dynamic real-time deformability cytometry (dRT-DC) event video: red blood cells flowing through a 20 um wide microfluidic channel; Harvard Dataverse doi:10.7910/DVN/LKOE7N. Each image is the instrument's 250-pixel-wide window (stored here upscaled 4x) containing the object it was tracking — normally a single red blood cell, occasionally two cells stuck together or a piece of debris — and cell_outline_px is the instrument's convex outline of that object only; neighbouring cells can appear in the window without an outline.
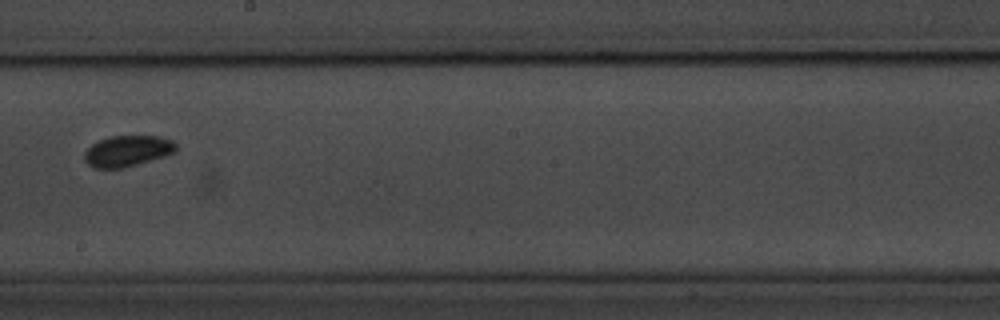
{"species": "common noctule bat (a hibernating species)", "species_latin": "Nyctalus noctula", "temperature_condition": "room temperature", "stored_images_in_passage": 16, "camera_frame_rate_fps": 3000, "um_per_image_px": 0.085, "animal": {"sex": "male", "body_mass_g": 20.1, "forearm_length_mm": 53.5}, "frame": {"image": 1, "passage_image": 10, "time_ms": 3.0, "image_size_px": [1000, 320], "cell_outline_px": [[176, 152], [164, 156], [124, 168], [92, 168], [84, 160], [84, 152], [96, 140], [108, 136], [160, 136], [172, 140], [176, 144]], "centroid_in_image_um": [10.81, 12.83], "position_along_channel_um": 237.4, "area_um2": 16.7}}
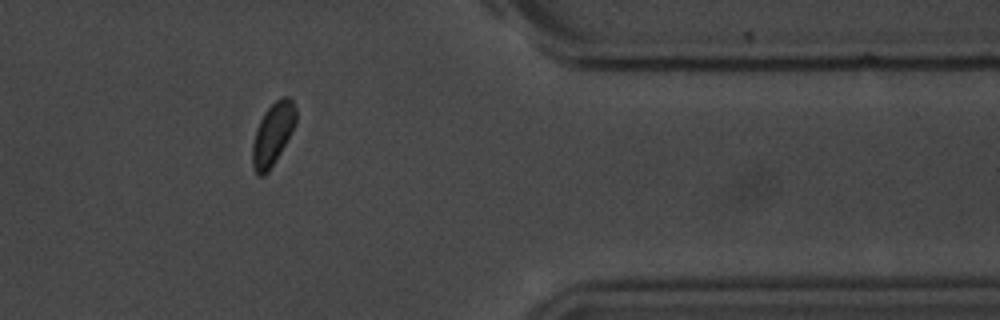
{"frame": {"image": 2, "passage_image": 14, "time_ms": 4.333, "image_size_px": [1000, 320], "cell_outline_px": [[296, 120], [292, 132], [268, 172], [264, 176], [256, 176], [252, 168], [252, 144], [256, 128], [264, 112], [280, 96], [288, 96], [292, 100], [296, 108]], "centroid_in_image_um": [23.17, 11.4], "position_along_channel_um": 388.2, "area_um2": 15.9}}
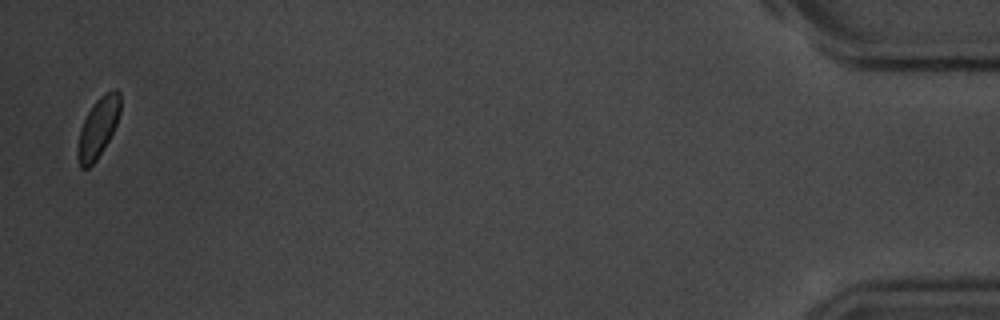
{"frame": {"image": 3, "passage_image": 16, "time_ms": 5.0, "image_size_px": [1000, 320], "cell_outline_px": [[120, 112], [116, 124], [108, 140], [96, 160], [88, 168], [80, 168], [76, 156], [76, 148], [80, 128], [88, 112], [96, 100], [104, 92], [112, 88], [116, 88], [120, 92]], "centroid_in_image_um": [8.32, 10.83], "position_along_channel_um": 426.9, "area_um2": 14.97}}